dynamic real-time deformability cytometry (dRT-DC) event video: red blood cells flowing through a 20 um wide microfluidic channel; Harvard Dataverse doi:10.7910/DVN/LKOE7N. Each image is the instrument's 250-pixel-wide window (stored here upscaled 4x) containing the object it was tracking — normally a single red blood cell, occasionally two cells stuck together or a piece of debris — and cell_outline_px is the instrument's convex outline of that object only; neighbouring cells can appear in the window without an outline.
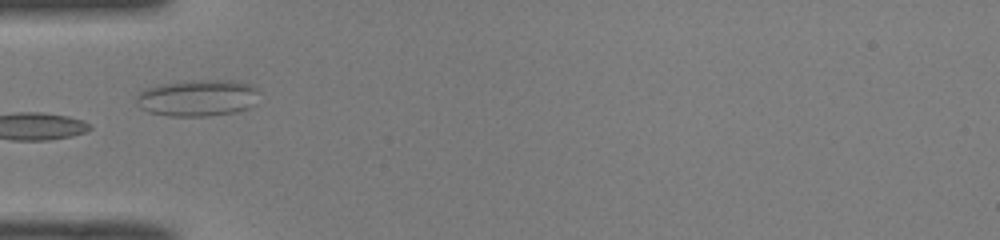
{"species": "common noctule bat (a hibernating species)", "species_latin": "Nyctalus noctula", "temperature_condition": "room temperature", "stored_images_in_passage": 34, "camera_frame_rate_fps": 3000, "um_per_image_px": 0.085, "animal": {"sex": "male", "body_mass_g": 19.0, "forearm_length_mm": 50.8}, "frame": {"image": 1, "passage_image": 1, "time_ms": 0.0, "image_size_px": [1000, 240], "cell_outline_px": [[256, 92], [252, 104], [248, 108], [236, 112], [208, 116], [172, 116], [148, 112], [140, 108], [136, 104], [136, 92], [160, 84], [188, 80], [236, 80], [252, 84], [256, 88]], "centroid_in_image_um": [16.74, 8.31], "position_along_channel_um": 68.3, "area_um2": 26.3}, "authors_computed_cell_mechanics": {"area_um2": 16.0395, "velocity_mm_per_s": 4.0969, "shape_relaxation_time_tau1_ms": 8.4014, "shape_relaxation_time_tau2_ms": 1.2542, "deformation_change_tau1": 0.1835, "deformation_change_tau2": 0.053}}